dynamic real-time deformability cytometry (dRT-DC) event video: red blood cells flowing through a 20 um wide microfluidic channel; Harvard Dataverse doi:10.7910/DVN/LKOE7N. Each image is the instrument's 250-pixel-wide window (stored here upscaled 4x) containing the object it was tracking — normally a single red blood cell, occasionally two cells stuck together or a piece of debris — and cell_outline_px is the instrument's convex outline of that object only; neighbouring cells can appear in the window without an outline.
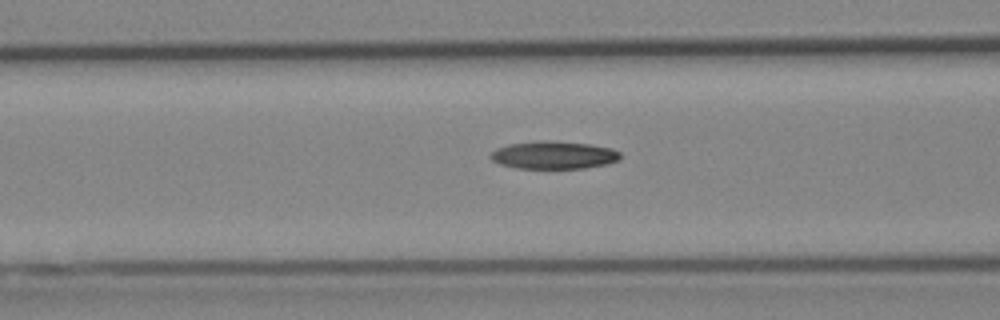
{"species": "Egyptian fruit bat (a non-hibernating species)", "species_latin": "Rousettus aegyptiacus", "temperature_condition": "cold", "stored_images_in_passage": 22, "camera_frame_rate_fps": 3000, "um_per_image_px": 0.085, "animal": {"sex": "female"}, "frame": {"image": 1, "passage_image": 17, "time_ms": 5.333, "image_size_px": [1000, 320], "cell_outline_px": [[620, 156], [616, 160], [608, 164], [584, 168], [516, 168], [500, 164], [492, 160], [488, 156], [496, 148], [508, 144], [588, 144], [612, 148], [620, 152]], "centroid_in_image_um": [47.07, 13.24], "position_along_channel_um": 119.5, "area_um2": 19.71}}
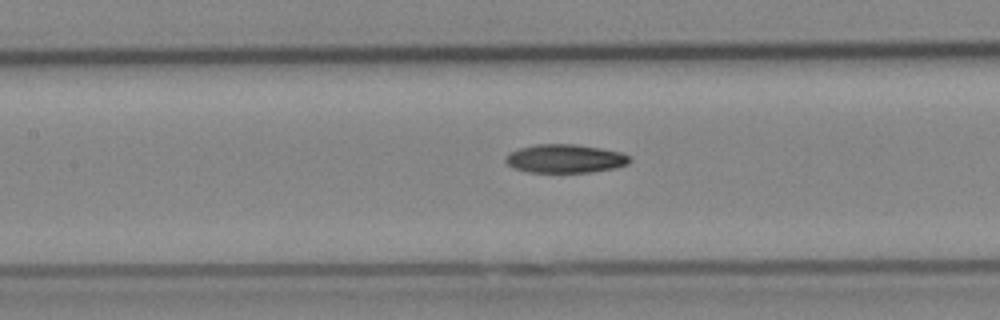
{"frame": {"image": 2, "passage_image": 20, "time_ms": 6.333, "image_size_px": [1000, 320], "cell_outline_px": [[632, 160], [628, 164], [616, 168], [592, 172], [528, 172], [512, 168], [504, 160], [504, 156], [508, 152], [520, 148], [536, 144], [576, 144], [600, 148], [620, 152], [628, 156]], "centroid_in_image_um": [48.0, 13.48], "position_along_channel_um": 159.4, "area_um2": 20.81}}